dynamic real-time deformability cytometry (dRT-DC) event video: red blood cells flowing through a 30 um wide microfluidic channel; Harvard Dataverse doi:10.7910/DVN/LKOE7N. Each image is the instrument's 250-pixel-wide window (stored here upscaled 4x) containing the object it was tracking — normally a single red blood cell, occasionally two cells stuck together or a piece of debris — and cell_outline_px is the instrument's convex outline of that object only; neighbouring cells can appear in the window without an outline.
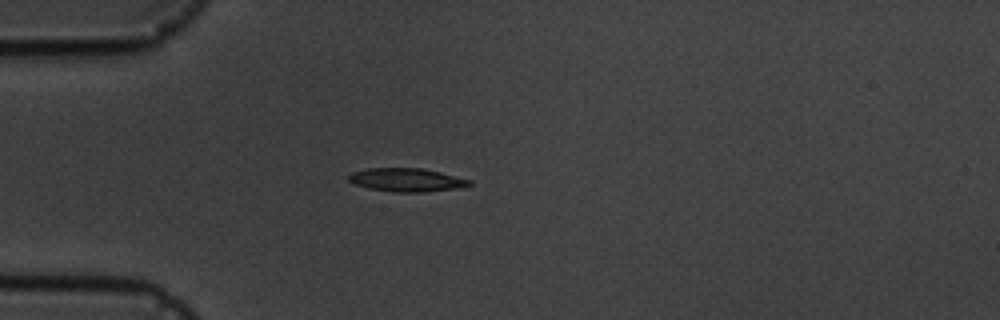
{"species": "common noctule bat (a hibernating species)", "species_latin": "Nyctalus noctula", "temperature_condition": "cold", "stored_images_in_passage": 1, "camera_frame_rate_fps": 3000, "um_per_image_px": 0.085, "animal": {"sex": "male", "body_mass_g": 19.5, "forearm_length_mm": 54.6}, "frame": {"image": 1, "passage_image": 1, "time_ms": 0.0, "image_size_px": [1000, 320], "cell_outline_px": [[472, 184], [468, 188], [424, 192], [392, 192], [368, 188], [356, 184], [348, 180], [348, 176], [352, 172], [368, 168], [424, 168], [472, 180]], "centroid_in_image_um": [34.65, 15.3], "position_along_channel_um": 50.4, "area_um2": 16.76}}